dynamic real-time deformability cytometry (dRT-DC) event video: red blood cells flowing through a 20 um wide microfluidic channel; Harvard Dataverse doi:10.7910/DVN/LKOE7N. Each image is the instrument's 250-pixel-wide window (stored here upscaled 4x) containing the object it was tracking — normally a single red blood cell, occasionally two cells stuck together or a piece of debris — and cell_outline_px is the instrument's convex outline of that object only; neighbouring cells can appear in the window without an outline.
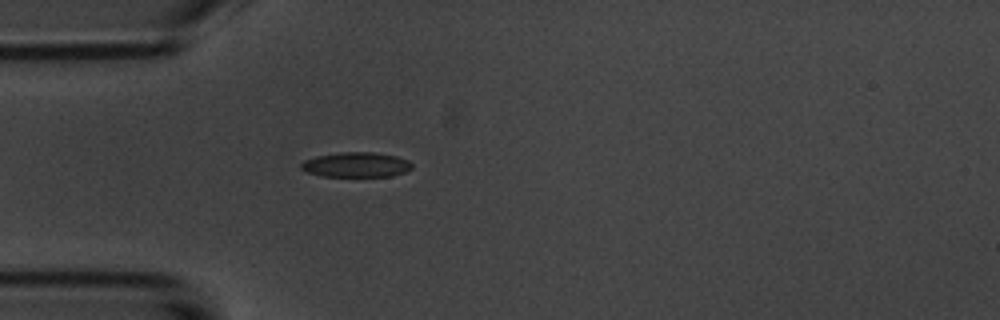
{"species": "common noctule bat (a hibernating species)", "species_latin": "Nyctalus noctula", "temperature_condition": "room temperature", "stored_images_in_passage": 4, "camera_frame_rate_fps": 3000, "um_per_image_px": 0.085, "animal": {"sex": "male", "body_mass_g": 20.1, "forearm_length_mm": 53.5}, "frame": {"image": 1, "passage_image": 4, "time_ms": 4.667, "image_size_px": [1000, 320], "cell_outline_px": [[412, 168], [404, 172], [392, 176], [320, 176], [308, 172], [300, 168], [300, 164], [304, 160], [316, 156], [340, 152], [372, 152], [396, 156], [408, 160], [412, 164]], "centroid_in_image_um": [30.26, 14.0], "position_along_channel_um": 54.7, "area_um2": 16.07}}